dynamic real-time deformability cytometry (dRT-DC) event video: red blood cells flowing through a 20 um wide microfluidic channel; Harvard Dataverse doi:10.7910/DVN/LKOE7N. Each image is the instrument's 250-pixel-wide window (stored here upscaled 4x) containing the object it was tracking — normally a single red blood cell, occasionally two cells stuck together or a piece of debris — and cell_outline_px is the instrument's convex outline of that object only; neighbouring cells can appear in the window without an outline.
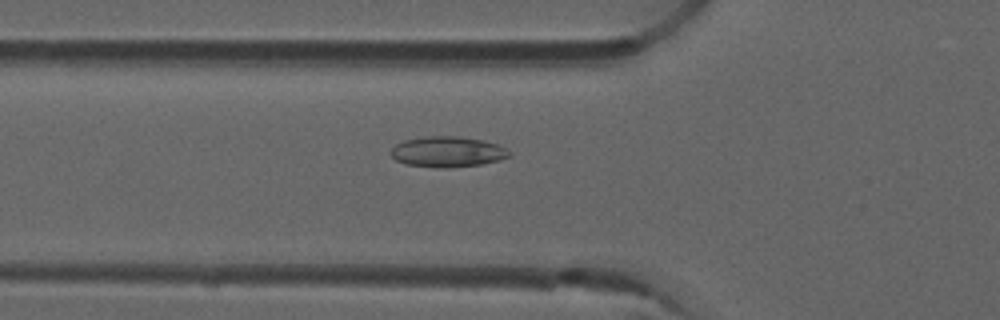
{"species": "common noctule bat (a hibernating species)", "species_latin": "Nyctalus noctula", "temperature_condition": "room temperature", "stored_images_in_passage": 38, "camera_frame_rate_fps": 3000, "um_per_image_px": 0.085, "animal": {"sex": "male", "forearm_length_mm": 52.5}, "frame": {"image": 1, "passage_image": 5, "time_ms": 1.333, "image_size_px": [1000, 320], "cell_outline_px": [[512, 156], [500, 160], [480, 164], [444, 168], [440, 168], [408, 164], [396, 160], [388, 152], [396, 144], [404, 140], [424, 136], [460, 136], [484, 140], [496, 144], [512, 152]], "centroid_in_image_um": [38.05, 12.89], "position_along_channel_um": 87.8, "area_um2": 21.15}}
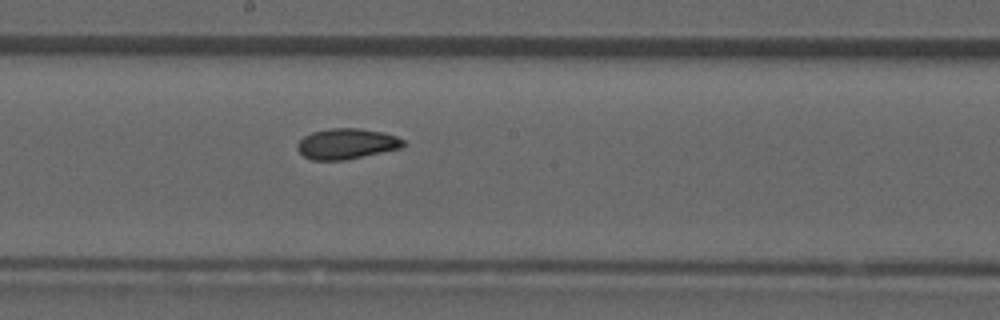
{"frame": {"image": 2, "passage_image": 15, "time_ms": 4.667, "image_size_px": [1000, 320], "cell_outline_px": [[404, 148], [344, 160], [312, 160], [304, 156], [296, 148], [296, 144], [304, 136], [312, 132], [328, 128], [360, 128], [384, 132], [396, 136], [404, 140]], "centroid_in_image_um": [29.47, 12.22], "position_along_channel_um": 218.7, "area_um2": 19.07}}
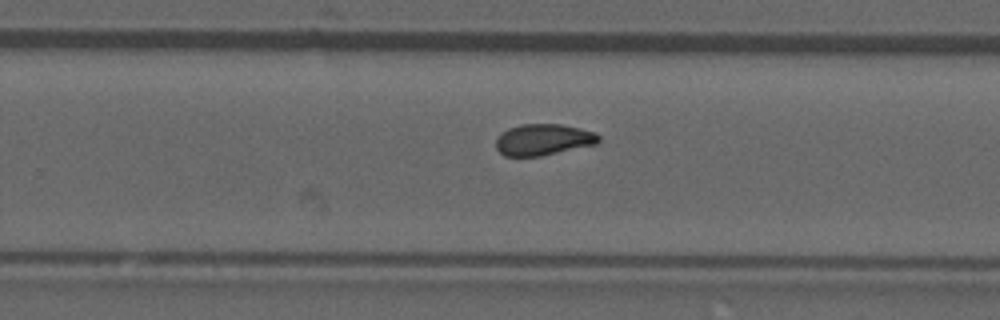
{"frame": {"image": 3, "passage_image": 20, "time_ms": 6.333, "image_size_px": [1000, 320], "cell_outline_px": [[600, 140], [596, 144], [540, 156], [504, 156], [496, 148], [496, 140], [508, 128], [520, 124], [560, 124], [580, 128], [596, 132], [600, 136]], "centroid_in_image_um": [46.2, 11.86], "position_along_channel_um": 283.6, "area_um2": 18.67}}